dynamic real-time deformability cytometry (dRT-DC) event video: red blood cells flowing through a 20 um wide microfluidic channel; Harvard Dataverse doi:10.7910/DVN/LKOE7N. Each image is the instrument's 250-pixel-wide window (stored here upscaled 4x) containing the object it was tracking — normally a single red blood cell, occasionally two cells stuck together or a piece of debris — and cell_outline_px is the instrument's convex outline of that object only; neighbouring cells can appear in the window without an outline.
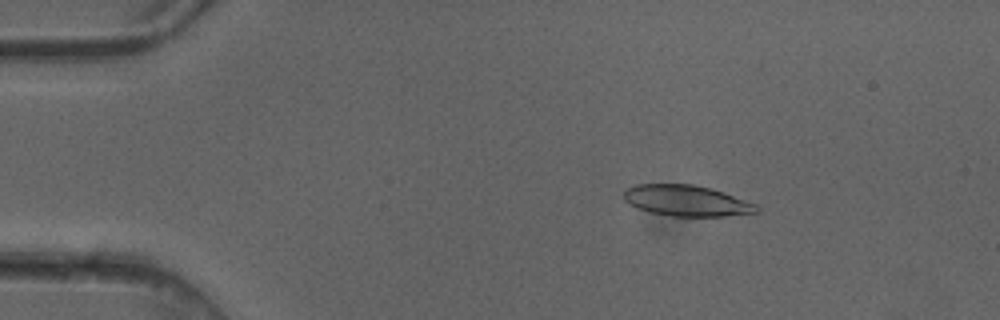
{"species": "common noctule bat (a hibernating species)", "species_latin": "Nyctalus noctula", "temperature_condition": "cold", "stored_images_in_passage": 5, "camera_frame_rate_fps": 3000, "um_per_image_px": 0.085, "animal": {"sex": "female"}, "frame": {"image": 1, "passage_image": 2, "time_ms": 0.333, "image_size_px": [1000, 320], "cell_outline_px": [[760, 212], [724, 216], [672, 216], [648, 212], [636, 208], [624, 200], [624, 188], [636, 184], [692, 184], [712, 188], [724, 192], [756, 204], [760, 208]], "centroid_in_image_um": [58.34, 17.05], "position_along_channel_um": 26.7, "area_um2": 24.16}}
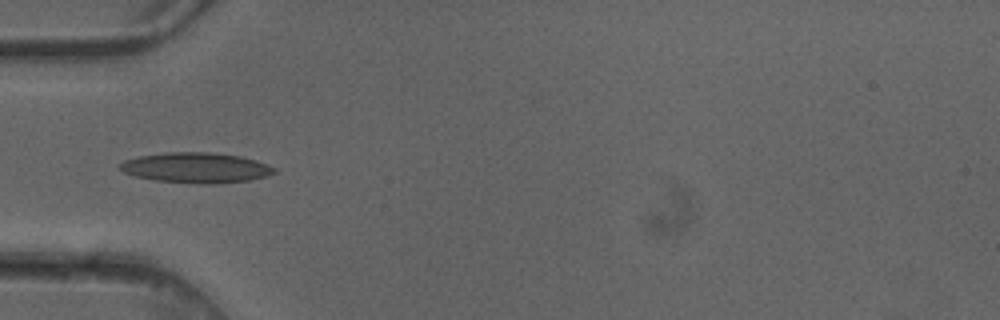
{"frame": {"image": 2, "passage_image": 4, "time_ms": 1.0, "image_size_px": [1000, 320], "cell_outline_px": [[276, 172], [268, 176], [248, 180], [216, 184], [204, 184], [156, 180], [136, 176], [124, 172], [116, 164], [124, 160], [140, 156], [164, 152], [208, 152], [240, 156], [256, 160], [268, 164], [276, 168]], "centroid_in_image_um": [16.68, 14.25], "position_along_channel_um": 68.3, "area_um2": 27.28}}
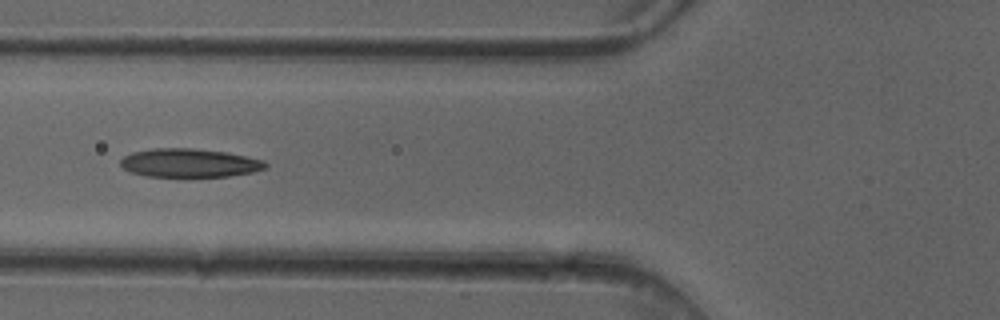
{"frame": {"image": 3, "passage_image": 5, "time_ms": 1.333, "image_size_px": [1000, 320], "cell_outline_px": [[268, 164], [264, 168], [252, 172], [228, 176], [148, 176], [128, 172], [120, 164], [120, 160], [124, 156], [132, 152], [152, 148], [192, 148], [224, 152], [264, 160]], "centroid_in_image_um": [16.05, 13.84], "position_along_channel_um": 109.7, "area_um2": 23.93}}